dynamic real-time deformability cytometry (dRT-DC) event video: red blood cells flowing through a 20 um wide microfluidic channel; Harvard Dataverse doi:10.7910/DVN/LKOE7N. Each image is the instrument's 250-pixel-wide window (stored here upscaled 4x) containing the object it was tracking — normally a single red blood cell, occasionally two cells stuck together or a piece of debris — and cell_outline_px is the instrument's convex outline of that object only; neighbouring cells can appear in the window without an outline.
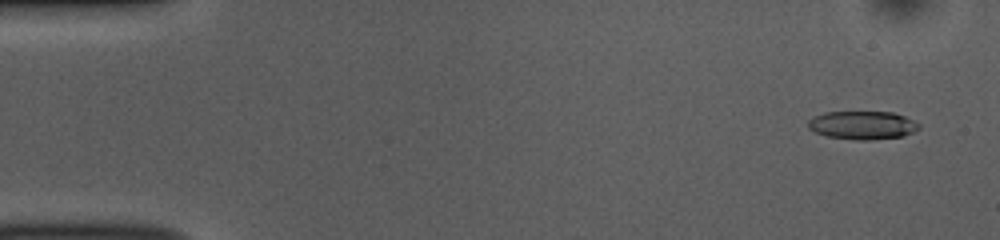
{"species": "common noctule bat (a hibernating species)", "species_latin": "Nyctalus noctula", "temperature_condition": "room temperature", "stored_images_in_passage": 52, "camera_frame_rate_fps": 3000, "um_per_image_px": 0.085, "animal": {"sex": "female", "body_mass_g": 10.0, "forearm_length_mm": 53.1}, "frame": {"image": 1, "passage_image": 3, "time_ms": 0.667, "image_size_px": [1000, 240], "cell_outline_px": [[920, 128], [904, 136], [868, 140], [856, 140], [824, 136], [808, 128], [808, 120], [824, 112], [892, 112], [904, 116], [920, 124]], "centroid_in_image_um": [73.3, 10.65], "position_along_channel_um": 11.7, "area_um2": 18.26}}
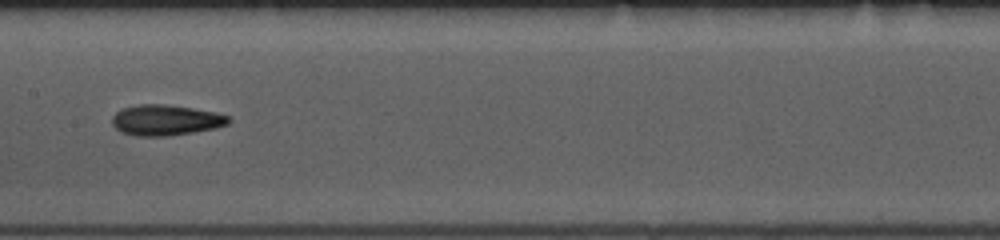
{"frame": {"image": 2, "passage_image": 26, "time_ms": 8.333, "image_size_px": [1000, 240], "cell_outline_px": [[232, 120], [228, 124], [216, 128], [168, 136], [136, 136], [120, 132], [112, 124], [112, 116], [120, 108], [140, 104], [164, 104], [192, 108], [216, 112], [228, 116]], "centroid_in_image_um": [14.07, 10.21], "position_along_channel_um": 193.3, "area_um2": 20.92}}
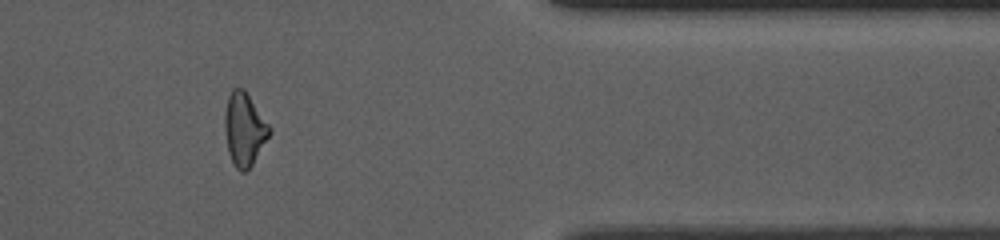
{"frame": {"image": 3, "passage_image": 43, "time_ms": 14.0, "image_size_px": [1000, 240], "cell_outline_px": [[272, 132], [252, 164], [244, 172], [240, 172], [236, 168], [228, 152], [224, 128], [224, 112], [228, 96], [232, 88], [244, 88], [272, 128]], "centroid_in_image_um": [20.77, 10.96], "position_along_channel_um": 390.6, "area_um2": 19.13}, "authors_computed_cell_mechanics": {"area_um2": 19.363, "velocity_mm_per_s": 3.8822, "shape_relaxation_time_tau1_ms": 9.6262, "shape_relaxation_time_tau2_ms": 5.8488, "deformation_change_tau1": 0.2122, "deformation_change_tau2": 0.1672}}